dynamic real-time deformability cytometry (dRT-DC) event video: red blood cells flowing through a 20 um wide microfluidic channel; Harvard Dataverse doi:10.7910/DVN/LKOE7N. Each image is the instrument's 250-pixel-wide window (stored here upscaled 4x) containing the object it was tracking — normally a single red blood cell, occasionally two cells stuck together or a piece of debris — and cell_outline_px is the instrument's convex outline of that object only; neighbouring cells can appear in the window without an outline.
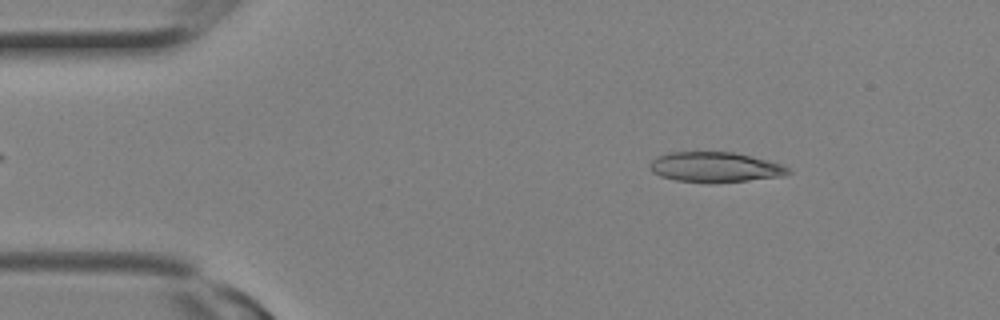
{"species": "Egyptian fruit bat (a non-hibernating species)", "species_latin": "Rousettus aegyptiacus", "temperature_condition": "room temperature", "stored_images_in_passage": 25, "camera_frame_rate_fps": 3000, "um_per_image_px": 0.085, "animal": {"sex": "female"}, "frame": {"image": 1, "passage_image": 4, "time_ms": 1.0, "image_size_px": [1000, 320], "cell_outline_px": [[792, 172], [780, 176], [748, 180], [712, 184], [708, 184], [676, 180], [660, 176], [652, 172], [648, 168], [648, 164], [652, 160], [668, 152], [732, 152], [752, 156], [780, 164], [788, 168]], "centroid_in_image_um": [60.72, 14.22], "position_along_channel_um": 24.3, "area_um2": 24.39}}
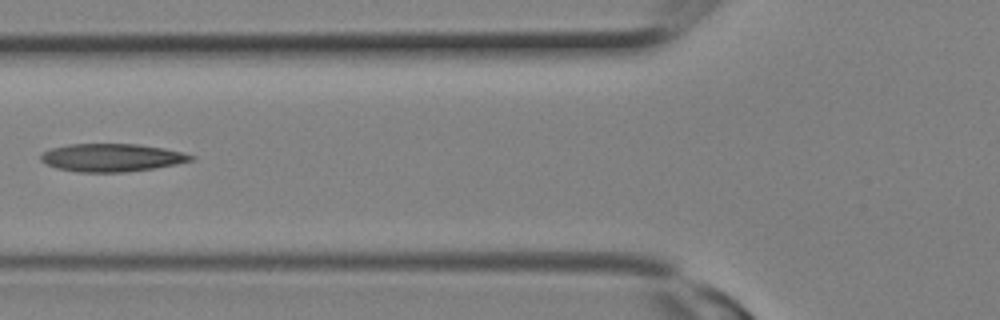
{"frame": {"image": 2, "passage_image": 10, "time_ms": 3.0, "image_size_px": [1000, 320], "cell_outline_px": [[196, 160], [176, 164], [152, 168], [124, 172], [80, 172], [56, 168], [40, 160], [40, 152], [52, 148], [68, 144], [136, 144], [164, 148], [184, 152], [196, 156]], "centroid_in_image_um": [9.51, 13.39], "position_along_channel_um": 116.3, "area_um2": 24.51}}
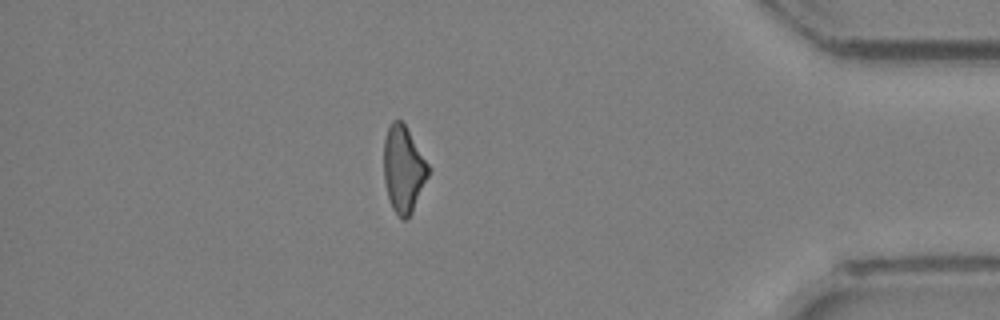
{"frame": {"image": 3, "passage_image": 22, "time_ms": 7.0, "image_size_px": [1000, 320], "cell_outline_px": [[432, 168], [412, 212], [404, 220], [400, 220], [392, 208], [388, 200], [384, 180], [384, 140], [388, 128], [392, 120], [400, 120], [404, 124]], "centroid_in_image_um": [34.3, 14.4], "position_along_channel_um": 400.9, "area_um2": 22.6}}